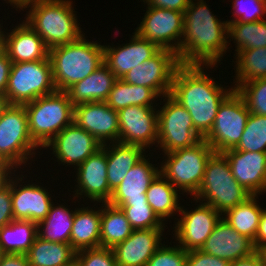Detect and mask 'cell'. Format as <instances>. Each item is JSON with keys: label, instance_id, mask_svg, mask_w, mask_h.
I'll return each instance as SVG.
<instances>
[{"label": "cell", "instance_id": "cell-3", "mask_svg": "<svg viewBox=\"0 0 266 266\" xmlns=\"http://www.w3.org/2000/svg\"><path fill=\"white\" fill-rule=\"evenodd\" d=\"M71 4L70 0H29L19 8L31 6L25 22L51 49L83 36Z\"/></svg>", "mask_w": 266, "mask_h": 266}, {"label": "cell", "instance_id": "cell-33", "mask_svg": "<svg viewBox=\"0 0 266 266\" xmlns=\"http://www.w3.org/2000/svg\"><path fill=\"white\" fill-rule=\"evenodd\" d=\"M258 195H251L244 202L224 212L223 218L239 234L247 236L253 241L256 238L262 208L257 205Z\"/></svg>", "mask_w": 266, "mask_h": 266}, {"label": "cell", "instance_id": "cell-55", "mask_svg": "<svg viewBox=\"0 0 266 266\" xmlns=\"http://www.w3.org/2000/svg\"><path fill=\"white\" fill-rule=\"evenodd\" d=\"M262 253H263V256H264L265 262H266V250L262 251Z\"/></svg>", "mask_w": 266, "mask_h": 266}, {"label": "cell", "instance_id": "cell-17", "mask_svg": "<svg viewBox=\"0 0 266 266\" xmlns=\"http://www.w3.org/2000/svg\"><path fill=\"white\" fill-rule=\"evenodd\" d=\"M52 147L58 161L77 167L101 149V143L76 123L66 126L47 145Z\"/></svg>", "mask_w": 266, "mask_h": 266}, {"label": "cell", "instance_id": "cell-8", "mask_svg": "<svg viewBox=\"0 0 266 266\" xmlns=\"http://www.w3.org/2000/svg\"><path fill=\"white\" fill-rule=\"evenodd\" d=\"M55 91L49 56L43 60L11 64L4 94L11 105H25Z\"/></svg>", "mask_w": 266, "mask_h": 266}, {"label": "cell", "instance_id": "cell-41", "mask_svg": "<svg viewBox=\"0 0 266 266\" xmlns=\"http://www.w3.org/2000/svg\"><path fill=\"white\" fill-rule=\"evenodd\" d=\"M76 266H118L113 249L98 247L76 252Z\"/></svg>", "mask_w": 266, "mask_h": 266}, {"label": "cell", "instance_id": "cell-36", "mask_svg": "<svg viewBox=\"0 0 266 266\" xmlns=\"http://www.w3.org/2000/svg\"><path fill=\"white\" fill-rule=\"evenodd\" d=\"M237 43V53L241 50L266 47V20L256 22H230L227 24V38Z\"/></svg>", "mask_w": 266, "mask_h": 266}, {"label": "cell", "instance_id": "cell-56", "mask_svg": "<svg viewBox=\"0 0 266 266\" xmlns=\"http://www.w3.org/2000/svg\"><path fill=\"white\" fill-rule=\"evenodd\" d=\"M4 253L2 252V250L0 249V260H1V257Z\"/></svg>", "mask_w": 266, "mask_h": 266}, {"label": "cell", "instance_id": "cell-50", "mask_svg": "<svg viewBox=\"0 0 266 266\" xmlns=\"http://www.w3.org/2000/svg\"><path fill=\"white\" fill-rule=\"evenodd\" d=\"M230 266H266V262L263 253L257 251L251 256L232 262Z\"/></svg>", "mask_w": 266, "mask_h": 266}, {"label": "cell", "instance_id": "cell-27", "mask_svg": "<svg viewBox=\"0 0 266 266\" xmlns=\"http://www.w3.org/2000/svg\"><path fill=\"white\" fill-rule=\"evenodd\" d=\"M101 210L81 208L75 210L70 245L77 252L100 247Z\"/></svg>", "mask_w": 266, "mask_h": 266}, {"label": "cell", "instance_id": "cell-35", "mask_svg": "<svg viewBox=\"0 0 266 266\" xmlns=\"http://www.w3.org/2000/svg\"><path fill=\"white\" fill-rule=\"evenodd\" d=\"M177 191L161 173L150 183L146 192L147 202L161 221L180 211Z\"/></svg>", "mask_w": 266, "mask_h": 266}, {"label": "cell", "instance_id": "cell-20", "mask_svg": "<svg viewBox=\"0 0 266 266\" xmlns=\"http://www.w3.org/2000/svg\"><path fill=\"white\" fill-rule=\"evenodd\" d=\"M78 188L75 195H86L93 201L109 202L112 190L107 181L106 144L77 168ZM79 191V193H78ZM83 193V194H82Z\"/></svg>", "mask_w": 266, "mask_h": 266}, {"label": "cell", "instance_id": "cell-19", "mask_svg": "<svg viewBox=\"0 0 266 266\" xmlns=\"http://www.w3.org/2000/svg\"><path fill=\"white\" fill-rule=\"evenodd\" d=\"M200 250L230 263L257 252L254 241L239 234L223 218L216 224Z\"/></svg>", "mask_w": 266, "mask_h": 266}, {"label": "cell", "instance_id": "cell-16", "mask_svg": "<svg viewBox=\"0 0 266 266\" xmlns=\"http://www.w3.org/2000/svg\"><path fill=\"white\" fill-rule=\"evenodd\" d=\"M74 123L94 136L101 145L107 140L119 142L118 111L106 102L81 103L74 106Z\"/></svg>", "mask_w": 266, "mask_h": 266}, {"label": "cell", "instance_id": "cell-18", "mask_svg": "<svg viewBox=\"0 0 266 266\" xmlns=\"http://www.w3.org/2000/svg\"><path fill=\"white\" fill-rule=\"evenodd\" d=\"M232 175L251 195L266 192V153L229 149L223 152Z\"/></svg>", "mask_w": 266, "mask_h": 266}, {"label": "cell", "instance_id": "cell-22", "mask_svg": "<svg viewBox=\"0 0 266 266\" xmlns=\"http://www.w3.org/2000/svg\"><path fill=\"white\" fill-rule=\"evenodd\" d=\"M164 229L133 230L132 234L113 249L118 266H147L153 254L161 247Z\"/></svg>", "mask_w": 266, "mask_h": 266}, {"label": "cell", "instance_id": "cell-12", "mask_svg": "<svg viewBox=\"0 0 266 266\" xmlns=\"http://www.w3.org/2000/svg\"><path fill=\"white\" fill-rule=\"evenodd\" d=\"M178 55L169 49H160L150 59L131 69L121 79L137 86L153 89L159 97L170 95L173 77L180 66Z\"/></svg>", "mask_w": 266, "mask_h": 266}, {"label": "cell", "instance_id": "cell-15", "mask_svg": "<svg viewBox=\"0 0 266 266\" xmlns=\"http://www.w3.org/2000/svg\"><path fill=\"white\" fill-rule=\"evenodd\" d=\"M179 212L183 216L175 224V237L185 251L201 249L223 215L205 203L194 211L186 212L180 208Z\"/></svg>", "mask_w": 266, "mask_h": 266}, {"label": "cell", "instance_id": "cell-40", "mask_svg": "<svg viewBox=\"0 0 266 266\" xmlns=\"http://www.w3.org/2000/svg\"><path fill=\"white\" fill-rule=\"evenodd\" d=\"M119 207L134 230L164 229L163 227H165L148 202L132 203V206Z\"/></svg>", "mask_w": 266, "mask_h": 266}, {"label": "cell", "instance_id": "cell-38", "mask_svg": "<svg viewBox=\"0 0 266 266\" xmlns=\"http://www.w3.org/2000/svg\"><path fill=\"white\" fill-rule=\"evenodd\" d=\"M234 149L266 153V116L250 113L240 142Z\"/></svg>", "mask_w": 266, "mask_h": 266}, {"label": "cell", "instance_id": "cell-1", "mask_svg": "<svg viewBox=\"0 0 266 266\" xmlns=\"http://www.w3.org/2000/svg\"><path fill=\"white\" fill-rule=\"evenodd\" d=\"M201 66L181 64L175 71L170 96L189 112L195 130L205 138L214 125L221 103L235 89L228 91L217 85Z\"/></svg>", "mask_w": 266, "mask_h": 266}, {"label": "cell", "instance_id": "cell-51", "mask_svg": "<svg viewBox=\"0 0 266 266\" xmlns=\"http://www.w3.org/2000/svg\"><path fill=\"white\" fill-rule=\"evenodd\" d=\"M15 169L10 163L7 161L0 159V189H2L4 186H6L9 182L8 176L12 169ZM11 170V171H10Z\"/></svg>", "mask_w": 266, "mask_h": 266}, {"label": "cell", "instance_id": "cell-48", "mask_svg": "<svg viewBox=\"0 0 266 266\" xmlns=\"http://www.w3.org/2000/svg\"><path fill=\"white\" fill-rule=\"evenodd\" d=\"M254 245L257 251L262 252L266 250V210L265 209H263L260 216L258 232L254 240Z\"/></svg>", "mask_w": 266, "mask_h": 266}, {"label": "cell", "instance_id": "cell-9", "mask_svg": "<svg viewBox=\"0 0 266 266\" xmlns=\"http://www.w3.org/2000/svg\"><path fill=\"white\" fill-rule=\"evenodd\" d=\"M38 146L30 137L24 105H9L0 118V159L13 167L26 163Z\"/></svg>", "mask_w": 266, "mask_h": 266}, {"label": "cell", "instance_id": "cell-30", "mask_svg": "<svg viewBox=\"0 0 266 266\" xmlns=\"http://www.w3.org/2000/svg\"><path fill=\"white\" fill-rule=\"evenodd\" d=\"M37 223L13 220L0 228V249L4 254H26L38 236Z\"/></svg>", "mask_w": 266, "mask_h": 266}, {"label": "cell", "instance_id": "cell-11", "mask_svg": "<svg viewBox=\"0 0 266 266\" xmlns=\"http://www.w3.org/2000/svg\"><path fill=\"white\" fill-rule=\"evenodd\" d=\"M250 112L234 90L220 105L214 125L204 140L217 153L235 148L240 142Z\"/></svg>", "mask_w": 266, "mask_h": 266}, {"label": "cell", "instance_id": "cell-28", "mask_svg": "<svg viewBox=\"0 0 266 266\" xmlns=\"http://www.w3.org/2000/svg\"><path fill=\"white\" fill-rule=\"evenodd\" d=\"M112 148L107 147V181L113 191L123 181L128 170L136 165L143 157L142 147L114 142ZM111 149V150H110Z\"/></svg>", "mask_w": 266, "mask_h": 266}, {"label": "cell", "instance_id": "cell-43", "mask_svg": "<svg viewBox=\"0 0 266 266\" xmlns=\"http://www.w3.org/2000/svg\"><path fill=\"white\" fill-rule=\"evenodd\" d=\"M147 266H187V251L179 245L161 247L153 254Z\"/></svg>", "mask_w": 266, "mask_h": 266}, {"label": "cell", "instance_id": "cell-10", "mask_svg": "<svg viewBox=\"0 0 266 266\" xmlns=\"http://www.w3.org/2000/svg\"><path fill=\"white\" fill-rule=\"evenodd\" d=\"M158 110V144L164 153L189 148L204 139L194 128L189 112L170 95Z\"/></svg>", "mask_w": 266, "mask_h": 266}, {"label": "cell", "instance_id": "cell-25", "mask_svg": "<svg viewBox=\"0 0 266 266\" xmlns=\"http://www.w3.org/2000/svg\"><path fill=\"white\" fill-rule=\"evenodd\" d=\"M7 36L4 34L3 51L12 63L43 60L49 56L43 39L26 22L16 26Z\"/></svg>", "mask_w": 266, "mask_h": 266}, {"label": "cell", "instance_id": "cell-32", "mask_svg": "<svg viewBox=\"0 0 266 266\" xmlns=\"http://www.w3.org/2000/svg\"><path fill=\"white\" fill-rule=\"evenodd\" d=\"M159 95L151 88L145 86H137L129 84L122 79H117L105 100V102L113 110L119 111L120 109L128 106H151L154 98Z\"/></svg>", "mask_w": 266, "mask_h": 266}, {"label": "cell", "instance_id": "cell-49", "mask_svg": "<svg viewBox=\"0 0 266 266\" xmlns=\"http://www.w3.org/2000/svg\"><path fill=\"white\" fill-rule=\"evenodd\" d=\"M0 266H30L26 254H3Z\"/></svg>", "mask_w": 266, "mask_h": 266}, {"label": "cell", "instance_id": "cell-24", "mask_svg": "<svg viewBox=\"0 0 266 266\" xmlns=\"http://www.w3.org/2000/svg\"><path fill=\"white\" fill-rule=\"evenodd\" d=\"M11 179V201L14 220L39 223L44 220L52 205L49 193L36 184L18 187Z\"/></svg>", "mask_w": 266, "mask_h": 266}, {"label": "cell", "instance_id": "cell-53", "mask_svg": "<svg viewBox=\"0 0 266 266\" xmlns=\"http://www.w3.org/2000/svg\"><path fill=\"white\" fill-rule=\"evenodd\" d=\"M26 1H29V0H8V2L12 5L14 4V7L16 6V8H19Z\"/></svg>", "mask_w": 266, "mask_h": 266}, {"label": "cell", "instance_id": "cell-14", "mask_svg": "<svg viewBox=\"0 0 266 266\" xmlns=\"http://www.w3.org/2000/svg\"><path fill=\"white\" fill-rule=\"evenodd\" d=\"M153 107L128 106L118 111L119 142L149 147L158 142V112ZM148 145V146H147Z\"/></svg>", "mask_w": 266, "mask_h": 266}, {"label": "cell", "instance_id": "cell-13", "mask_svg": "<svg viewBox=\"0 0 266 266\" xmlns=\"http://www.w3.org/2000/svg\"><path fill=\"white\" fill-rule=\"evenodd\" d=\"M147 8L136 33L155 43L160 49H169L179 55L183 36L184 12L157 7ZM172 41L176 43L173 44Z\"/></svg>", "mask_w": 266, "mask_h": 266}, {"label": "cell", "instance_id": "cell-4", "mask_svg": "<svg viewBox=\"0 0 266 266\" xmlns=\"http://www.w3.org/2000/svg\"><path fill=\"white\" fill-rule=\"evenodd\" d=\"M49 59L56 90L66 92L104 63V50L83 35L77 41L49 49Z\"/></svg>", "mask_w": 266, "mask_h": 266}, {"label": "cell", "instance_id": "cell-42", "mask_svg": "<svg viewBox=\"0 0 266 266\" xmlns=\"http://www.w3.org/2000/svg\"><path fill=\"white\" fill-rule=\"evenodd\" d=\"M232 4L233 11L235 10L234 14H236L237 18L226 21L227 23L236 21L244 23L256 22L263 20L264 18L262 17L266 14V4L259 0H235Z\"/></svg>", "mask_w": 266, "mask_h": 266}, {"label": "cell", "instance_id": "cell-6", "mask_svg": "<svg viewBox=\"0 0 266 266\" xmlns=\"http://www.w3.org/2000/svg\"><path fill=\"white\" fill-rule=\"evenodd\" d=\"M250 196L232 175L225 155L214 152L207 161L204 178L194 200L205 198V204L222 214Z\"/></svg>", "mask_w": 266, "mask_h": 266}, {"label": "cell", "instance_id": "cell-34", "mask_svg": "<svg viewBox=\"0 0 266 266\" xmlns=\"http://www.w3.org/2000/svg\"><path fill=\"white\" fill-rule=\"evenodd\" d=\"M53 205L52 203L47 217L37 224L38 237L50 242L70 244L75 211L71 212L63 205ZM40 228L43 230L40 231Z\"/></svg>", "mask_w": 266, "mask_h": 266}, {"label": "cell", "instance_id": "cell-21", "mask_svg": "<svg viewBox=\"0 0 266 266\" xmlns=\"http://www.w3.org/2000/svg\"><path fill=\"white\" fill-rule=\"evenodd\" d=\"M130 43L118 48L104 46V63L117 79H121L131 69L154 56L160 48L153 42L134 33Z\"/></svg>", "mask_w": 266, "mask_h": 266}, {"label": "cell", "instance_id": "cell-46", "mask_svg": "<svg viewBox=\"0 0 266 266\" xmlns=\"http://www.w3.org/2000/svg\"><path fill=\"white\" fill-rule=\"evenodd\" d=\"M148 7L176 10L184 12L190 5L191 0H145Z\"/></svg>", "mask_w": 266, "mask_h": 266}, {"label": "cell", "instance_id": "cell-44", "mask_svg": "<svg viewBox=\"0 0 266 266\" xmlns=\"http://www.w3.org/2000/svg\"><path fill=\"white\" fill-rule=\"evenodd\" d=\"M230 262L207 254L200 249L187 251V266H230Z\"/></svg>", "mask_w": 266, "mask_h": 266}, {"label": "cell", "instance_id": "cell-26", "mask_svg": "<svg viewBox=\"0 0 266 266\" xmlns=\"http://www.w3.org/2000/svg\"><path fill=\"white\" fill-rule=\"evenodd\" d=\"M116 80L115 74L103 63L96 71L75 83L66 92L74 106L81 103L105 102Z\"/></svg>", "mask_w": 266, "mask_h": 266}, {"label": "cell", "instance_id": "cell-23", "mask_svg": "<svg viewBox=\"0 0 266 266\" xmlns=\"http://www.w3.org/2000/svg\"><path fill=\"white\" fill-rule=\"evenodd\" d=\"M160 173L143 157L126 174L123 181L113 190L109 204L119 206H132V203L147 202L146 192L150 183Z\"/></svg>", "mask_w": 266, "mask_h": 266}, {"label": "cell", "instance_id": "cell-45", "mask_svg": "<svg viewBox=\"0 0 266 266\" xmlns=\"http://www.w3.org/2000/svg\"><path fill=\"white\" fill-rule=\"evenodd\" d=\"M14 220L11 201V179L0 189V228Z\"/></svg>", "mask_w": 266, "mask_h": 266}, {"label": "cell", "instance_id": "cell-7", "mask_svg": "<svg viewBox=\"0 0 266 266\" xmlns=\"http://www.w3.org/2000/svg\"><path fill=\"white\" fill-rule=\"evenodd\" d=\"M215 151L202 139L192 147L165 153L167 160L160 173L176 189L195 195L204 178L208 159Z\"/></svg>", "mask_w": 266, "mask_h": 266}, {"label": "cell", "instance_id": "cell-31", "mask_svg": "<svg viewBox=\"0 0 266 266\" xmlns=\"http://www.w3.org/2000/svg\"><path fill=\"white\" fill-rule=\"evenodd\" d=\"M101 209L100 247L114 248L126 240L133 228L120 207L104 203Z\"/></svg>", "mask_w": 266, "mask_h": 266}, {"label": "cell", "instance_id": "cell-2", "mask_svg": "<svg viewBox=\"0 0 266 266\" xmlns=\"http://www.w3.org/2000/svg\"><path fill=\"white\" fill-rule=\"evenodd\" d=\"M203 1L191 0L184 11V40H181L178 60L184 65L205 64L213 68L228 48V23L218 20Z\"/></svg>", "mask_w": 266, "mask_h": 266}, {"label": "cell", "instance_id": "cell-57", "mask_svg": "<svg viewBox=\"0 0 266 266\" xmlns=\"http://www.w3.org/2000/svg\"><path fill=\"white\" fill-rule=\"evenodd\" d=\"M259 1H261V2H263V3H265V4H266V0H259Z\"/></svg>", "mask_w": 266, "mask_h": 266}, {"label": "cell", "instance_id": "cell-47", "mask_svg": "<svg viewBox=\"0 0 266 266\" xmlns=\"http://www.w3.org/2000/svg\"><path fill=\"white\" fill-rule=\"evenodd\" d=\"M11 64L12 62L8 58L7 54L2 51L0 53V95L5 94L10 76Z\"/></svg>", "mask_w": 266, "mask_h": 266}, {"label": "cell", "instance_id": "cell-54", "mask_svg": "<svg viewBox=\"0 0 266 266\" xmlns=\"http://www.w3.org/2000/svg\"><path fill=\"white\" fill-rule=\"evenodd\" d=\"M3 41H4V34H3V31H1L0 29V47H3Z\"/></svg>", "mask_w": 266, "mask_h": 266}, {"label": "cell", "instance_id": "cell-37", "mask_svg": "<svg viewBox=\"0 0 266 266\" xmlns=\"http://www.w3.org/2000/svg\"><path fill=\"white\" fill-rule=\"evenodd\" d=\"M236 54V83L266 78V47L241 50Z\"/></svg>", "mask_w": 266, "mask_h": 266}, {"label": "cell", "instance_id": "cell-52", "mask_svg": "<svg viewBox=\"0 0 266 266\" xmlns=\"http://www.w3.org/2000/svg\"><path fill=\"white\" fill-rule=\"evenodd\" d=\"M10 105L9 101L4 97V95H0V118L2 117L4 111Z\"/></svg>", "mask_w": 266, "mask_h": 266}, {"label": "cell", "instance_id": "cell-5", "mask_svg": "<svg viewBox=\"0 0 266 266\" xmlns=\"http://www.w3.org/2000/svg\"><path fill=\"white\" fill-rule=\"evenodd\" d=\"M24 107L30 137L38 147H46L58 133L74 122V105L65 91L56 90Z\"/></svg>", "mask_w": 266, "mask_h": 266}, {"label": "cell", "instance_id": "cell-29", "mask_svg": "<svg viewBox=\"0 0 266 266\" xmlns=\"http://www.w3.org/2000/svg\"><path fill=\"white\" fill-rule=\"evenodd\" d=\"M75 255L70 244L50 242L38 236L26 253L30 266H73Z\"/></svg>", "mask_w": 266, "mask_h": 266}, {"label": "cell", "instance_id": "cell-39", "mask_svg": "<svg viewBox=\"0 0 266 266\" xmlns=\"http://www.w3.org/2000/svg\"><path fill=\"white\" fill-rule=\"evenodd\" d=\"M234 89L250 113L266 116V78L237 83Z\"/></svg>", "mask_w": 266, "mask_h": 266}]
</instances>
